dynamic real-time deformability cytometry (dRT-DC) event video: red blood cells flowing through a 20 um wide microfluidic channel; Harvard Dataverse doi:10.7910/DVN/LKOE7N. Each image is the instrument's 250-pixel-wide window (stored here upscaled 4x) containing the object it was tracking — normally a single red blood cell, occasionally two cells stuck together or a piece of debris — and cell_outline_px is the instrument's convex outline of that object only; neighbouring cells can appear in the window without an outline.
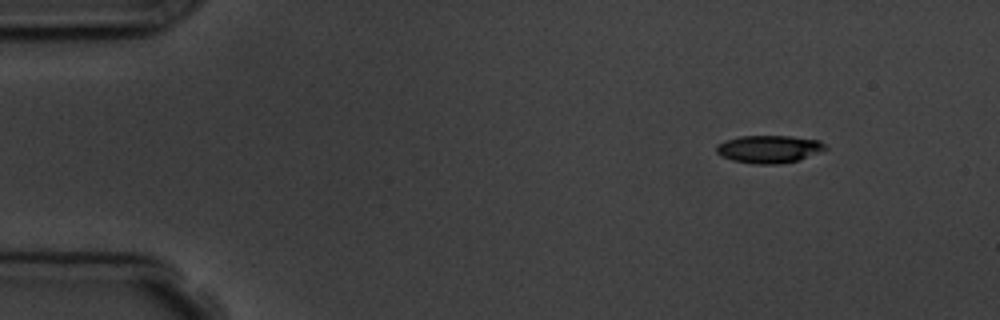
{"species": "common noctule bat (a hibernating species)", "species_latin": "Nyctalus noctula", "temperature_condition": "room temperature", "stored_images_in_passage": 4, "camera_frame_rate_fps": 3000, "um_per_image_px": 0.085, "animal": {"sex": "male", "body_mass_g": 19.5, "forearm_length_mm": 54.6}, "frame": {"image": 1, "passage_image": 1, "time_ms": 0.0, "image_size_px": [1000, 320], "cell_outline_px": [[828, 148], [800, 160], [776, 164], [756, 164], [732, 160], [716, 152], [716, 144], [724, 140], [740, 136], [788, 136], [820, 140]], "centroid_in_image_um": [65.36, 12.66], "position_along_channel_um": 19.6, "area_um2": 17.51}}
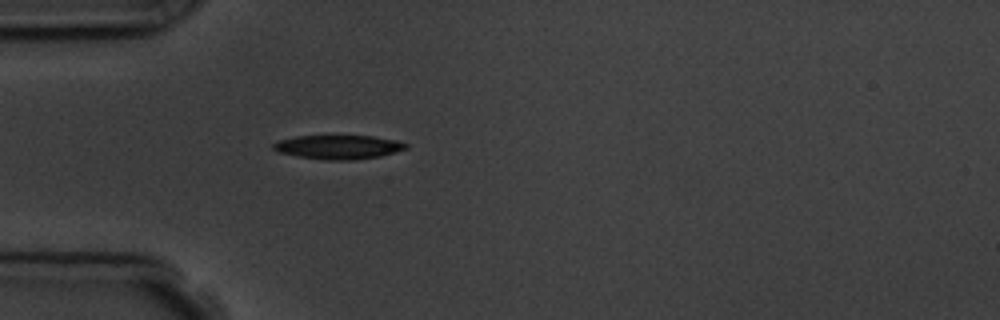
{"frame": {"image": 2, "passage_image": 4, "time_ms": 3.333, "image_size_px": [1000, 320], "cell_outline_px": [[408, 148], [396, 152], [380, 156], [356, 160], [324, 160], [296, 156], [276, 152], [272, 148], [272, 144], [280, 140], [296, 136], [372, 136], [396, 140], [408, 144]], "centroid_in_image_um": [28.75, 12.51], "position_along_channel_um": 56.2, "area_um2": 18.67}}